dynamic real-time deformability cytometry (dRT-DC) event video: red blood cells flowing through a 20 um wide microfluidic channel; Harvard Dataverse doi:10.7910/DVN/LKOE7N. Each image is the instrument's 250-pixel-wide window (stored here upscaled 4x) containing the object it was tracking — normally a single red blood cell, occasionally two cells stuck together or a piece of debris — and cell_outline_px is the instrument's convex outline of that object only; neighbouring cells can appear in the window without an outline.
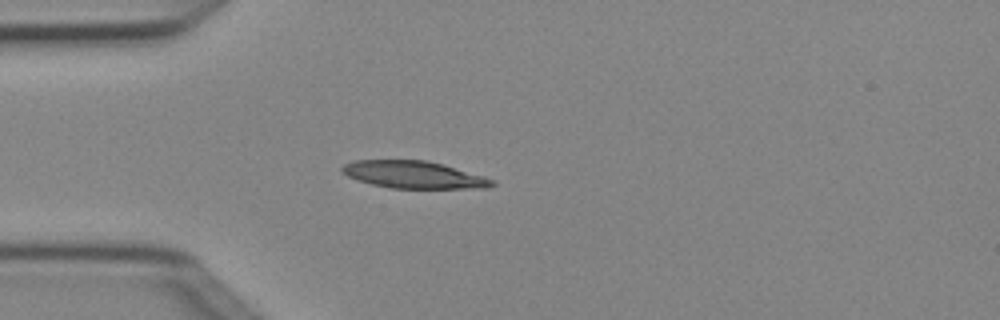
{"species": "Egyptian fruit bat (a non-hibernating species)", "species_latin": "Rousettus aegyptiacus", "temperature_condition": "cold", "stored_images_in_passage": 1, "camera_frame_rate_fps": 3000, "um_per_image_px": 0.085, "animal": {"sex": "female"}, "frame": {"image": 1, "passage_image": 1, "time_ms": 0.0, "image_size_px": [1000, 320], "cell_outline_px": [[496, 184], [488, 188], [392, 188], [372, 184], [348, 176], [340, 172], [340, 168], [344, 164], [352, 160], [428, 160], [444, 164], [484, 176], [492, 180]], "centroid_in_image_um": [35.16, 14.84], "position_along_channel_um": 49.8, "area_um2": 23.87}}